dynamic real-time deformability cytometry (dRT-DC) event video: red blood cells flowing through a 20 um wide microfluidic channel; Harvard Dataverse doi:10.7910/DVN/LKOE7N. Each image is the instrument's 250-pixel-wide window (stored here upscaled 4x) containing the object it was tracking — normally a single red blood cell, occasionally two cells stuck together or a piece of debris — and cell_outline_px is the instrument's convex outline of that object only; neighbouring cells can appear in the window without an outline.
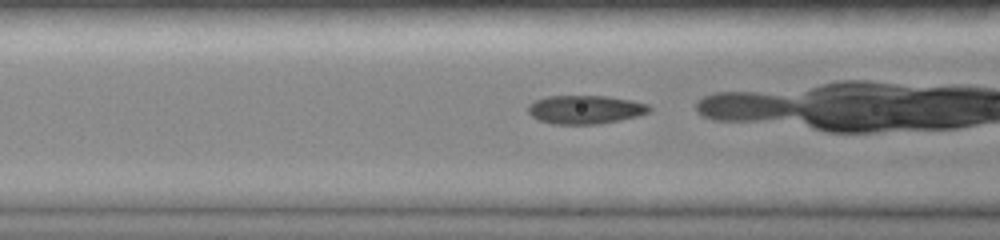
{"species": "common noctule bat (a hibernating species)", "species_latin": "Nyctalus noctula", "temperature_condition": "room temperature", "stored_images_in_passage": 30, "camera_frame_rate_fps": 3000, "um_per_image_px": 0.085, "animal": {"sex": "female", "body_mass_g": 19.0, "forearm_length_mm": 51.5}, "frame": {"image": 1, "passage_image": 14, "time_ms": 4.333, "image_size_px": [1000, 240], "cell_outline_px": [[652, 108], [648, 112], [636, 116], [620, 120], [596, 124], [552, 124], [540, 120], [532, 116], [528, 112], [528, 104], [536, 100], [548, 96], [608, 96], [632, 100], [648, 104]], "centroid_in_image_um": [49.75, 9.31], "position_along_channel_um": 116.9, "area_um2": 20.11}}
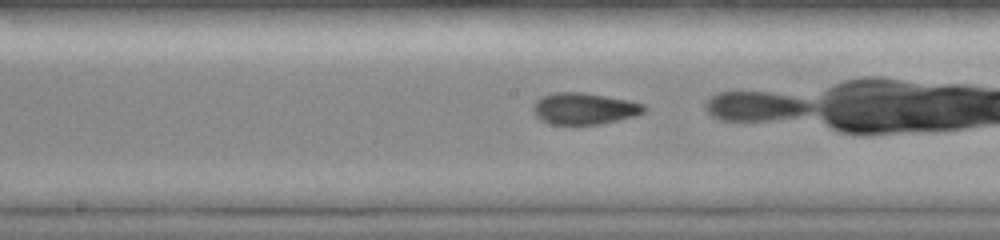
{"frame": {"image": 2, "passage_image": 20, "time_ms": 6.333, "image_size_px": [1000, 240], "cell_outline_px": [[648, 108], [644, 112], [636, 116], [600, 124], [552, 124], [540, 120], [536, 116], [532, 108], [536, 100], [544, 96], [556, 92], [584, 92], [628, 100], [644, 104]], "centroid_in_image_um": [49.68, 9.23], "position_along_channel_um": 198.5, "area_um2": 20.4}}